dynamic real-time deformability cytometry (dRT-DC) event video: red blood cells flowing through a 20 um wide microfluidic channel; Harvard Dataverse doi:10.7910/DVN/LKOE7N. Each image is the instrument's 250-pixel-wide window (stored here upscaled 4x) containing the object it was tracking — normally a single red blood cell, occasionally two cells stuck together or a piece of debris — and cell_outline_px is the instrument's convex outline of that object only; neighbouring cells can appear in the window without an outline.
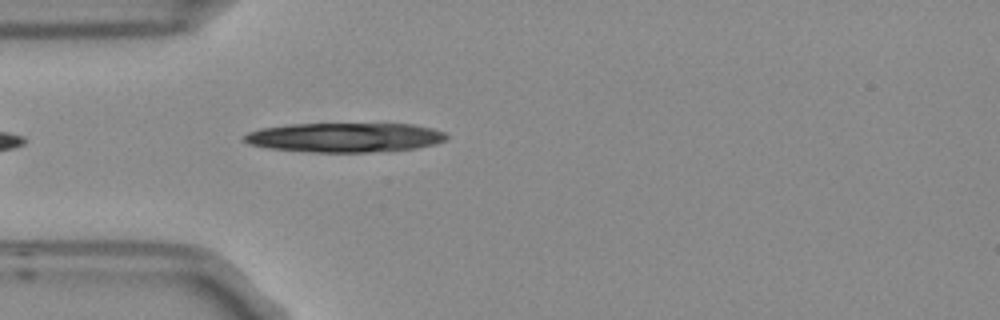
{"species": "Egyptian fruit bat (a non-hibernating species)", "species_latin": "Rousettus aegyptiacus", "temperature_condition": "room temperature", "stored_images_in_passage": 1, "camera_frame_rate_fps": 3000, "um_per_image_px": 0.085, "frame": {"image": 1, "passage_image": 1, "time_ms": 0.0, "image_size_px": [1000, 320], "cell_outline_px": [[448, 136], [444, 140], [436, 144], [416, 148], [368, 152], [308, 152], [268, 148], [248, 144], [240, 140], [248, 132], [260, 128], [288, 124], [412, 124], [432, 128], [444, 132]], "centroid_in_image_um": [29.26, 11.68], "position_along_channel_um": 55.7, "area_um2": 34.8}}